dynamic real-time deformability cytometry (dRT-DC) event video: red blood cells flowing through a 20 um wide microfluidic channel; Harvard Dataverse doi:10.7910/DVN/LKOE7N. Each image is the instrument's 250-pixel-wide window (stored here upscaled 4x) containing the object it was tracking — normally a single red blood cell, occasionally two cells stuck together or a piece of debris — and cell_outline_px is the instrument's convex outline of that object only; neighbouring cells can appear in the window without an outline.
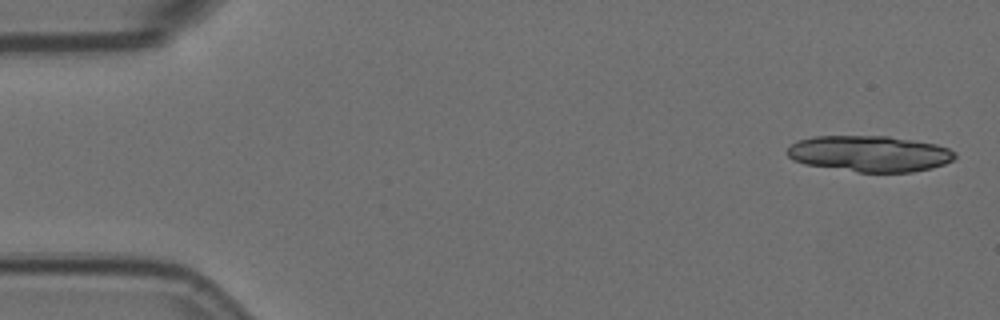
{"species": "Egyptian fruit bat (a non-hibernating species)", "species_latin": "Rousettus aegyptiacus", "temperature_condition": "room temperature", "stored_images_in_passage": 4, "camera_frame_rate_fps": 3000, "um_per_image_px": 0.085, "animal": {"sex": "female"}, "frame": {"image": 1, "passage_image": 1, "time_ms": 0.0, "image_size_px": [1000, 320], "cell_outline_px": [[956, 156], [952, 160], [944, 164], [912, 172], [856, 172], [804, 164], [792, 160], [788, 156], [788, 148], [796, 140], [812, 136], [888, 136], [936, 144], [948, 148], [956, 152]], "centroid_in_image_um": [73.88, 13.06], "position_along_channel_um": 11.1, "area_um2": 35.26}}